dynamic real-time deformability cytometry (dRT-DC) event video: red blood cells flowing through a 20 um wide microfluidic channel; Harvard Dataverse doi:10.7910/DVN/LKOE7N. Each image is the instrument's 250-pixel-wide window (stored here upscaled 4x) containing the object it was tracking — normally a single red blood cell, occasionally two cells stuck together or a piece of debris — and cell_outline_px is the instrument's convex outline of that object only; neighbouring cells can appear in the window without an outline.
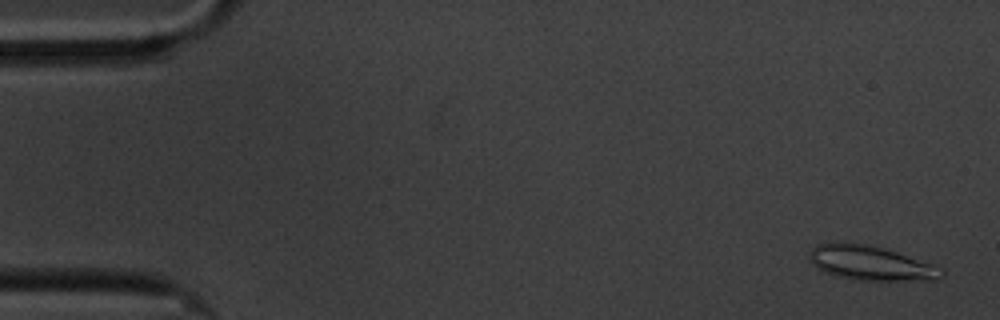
{"species": "common noctule bat (a hibernating species)", "species_latin": "Nyctalus noctula", "temperature_condition": "cold", "stored_images_in_passage": 59, "camera_frame_rate_fps": 3000, "um_per_image_px": 0.085, "animal": {"sex": "male", "body_mass_g": 20.1, "forearm_length_mm": 53.5}, "frame": {"image": 1, "passage_image": 2, "time_ms": 0.333, "image_size_px": [1000, 320], "cell_outline_px": [[944, 272], [936, 280], [860, 280], [836, 276], [824, 272], [816, 268], [812, 264], [808, 256], [812, 248], [816, 244], [832, 240], [836, 240], [868, 244], [884, 248], [932, 264]], "centroid_in_image_um": [73.89, 22.32], "position_along_channel_um": 11.1, "area_um2": 26.76}}
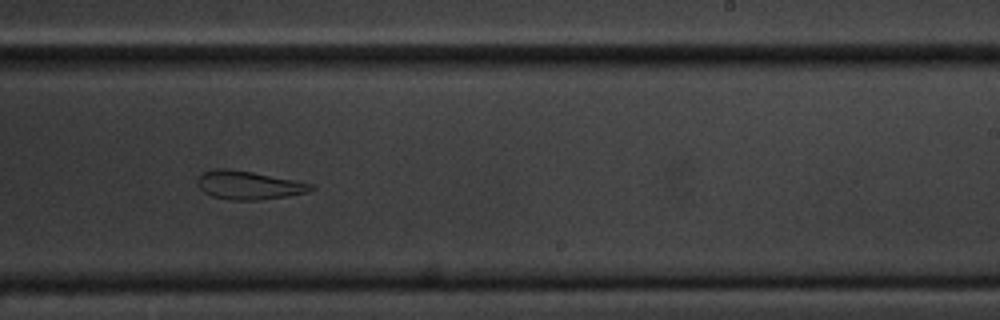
{"frame": {"image": 2, "passage_image": 36, "time_ms": 11.667, "image_size_px": [1000, 320], "cell_outline_px": [[316, 188], [308, 192], [288, 196], [260, 200], [228, 200], [212, 196], [204, 192], [200, 188], [196, 180], [204, 172], [216, 168], [228, 168], [252, 172], [312, 184]], "centroid_in_image_um": [21.12, 15.75], "position_along_channel_um": 267.9, "area_um2": 18.73}}
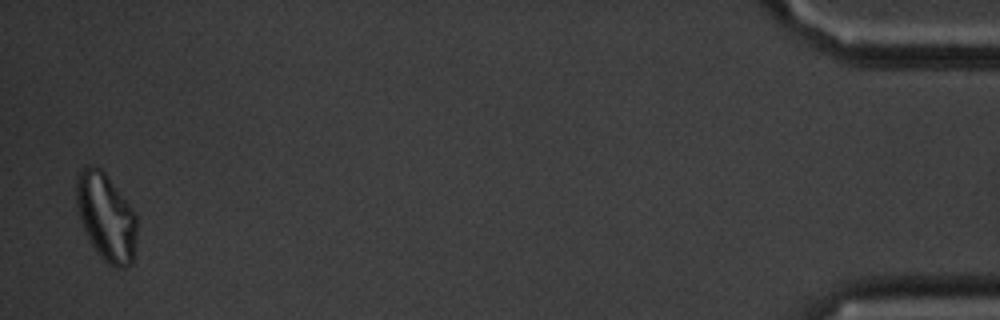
{"frame": {"image": 3, "passage_image": 58, "time_ms": 19.0, "image_size_px": [1000, 320], "cell_outline_px": [[136, 244], [132, 264], [124, 268], [116, 268], [108, 264], [100, 256], [84, 232], [80, 220], [76, 204], [76, 172], [84, 164], [88, 164], [100, 168], [108, 176], [132, 208], [136, 216]], "centroid_in_image_um": [8.99, 18.42], "position_along_channel_um": 426.2, "area_um2": 31.27}, "authors_computed_cell_mechanics": {"area_um2": 22.4842, "velocity_mm_per_s": 3.3534, "shape_relaxation_time_tau1_ms": null, "shape_relaxation_time_tau2_ms": 4.4597, "deformation_change_tau1": null, "deformation_change_tau2": 0.1259}}